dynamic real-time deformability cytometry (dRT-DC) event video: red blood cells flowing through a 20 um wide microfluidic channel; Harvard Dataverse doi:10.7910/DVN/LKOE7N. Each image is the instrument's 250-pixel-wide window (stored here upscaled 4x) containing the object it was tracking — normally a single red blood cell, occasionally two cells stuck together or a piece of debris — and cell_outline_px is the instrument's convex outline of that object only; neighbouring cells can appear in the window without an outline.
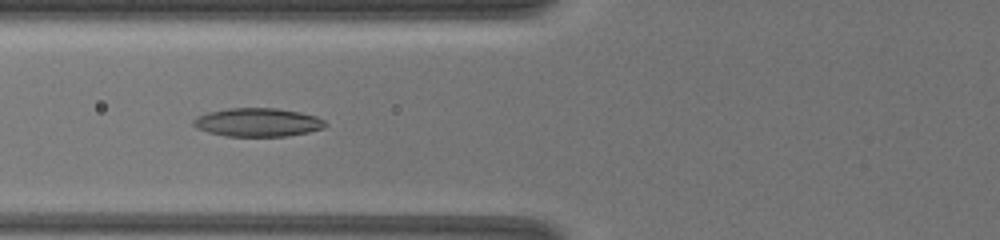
{"species": "common noctule bat (a hibernating species)", "species_latin": "Nyctalus noctula", "temperature_condition": "warm", "stored_images_in_passage": 8, "camera_frame_rate_fps": 3000, "um_per_image_px": 0.085, "animal": {"sex": "female", "body_mass_g": 19.5, "forearm_length_mm": 54.1}, "frame": {"image": 1, "passage_image": 7, "time_ms": 2.667, "image_size_px": [1000, 240], "cell_outline_px": [[328, 124], [324, 128], [308, 132], [284, 136], [224, 136], [208, 132], [196, 128], [192, 124], [192, 120], [196, 116], [208, 112], [228, 108], [276, 108], [300, 112], [316, 116], [324, 120]], "centroid_in_image_um": [21.88, 10.39], "position_along_channel_um": 103.9, "area_um2": 22.02}}